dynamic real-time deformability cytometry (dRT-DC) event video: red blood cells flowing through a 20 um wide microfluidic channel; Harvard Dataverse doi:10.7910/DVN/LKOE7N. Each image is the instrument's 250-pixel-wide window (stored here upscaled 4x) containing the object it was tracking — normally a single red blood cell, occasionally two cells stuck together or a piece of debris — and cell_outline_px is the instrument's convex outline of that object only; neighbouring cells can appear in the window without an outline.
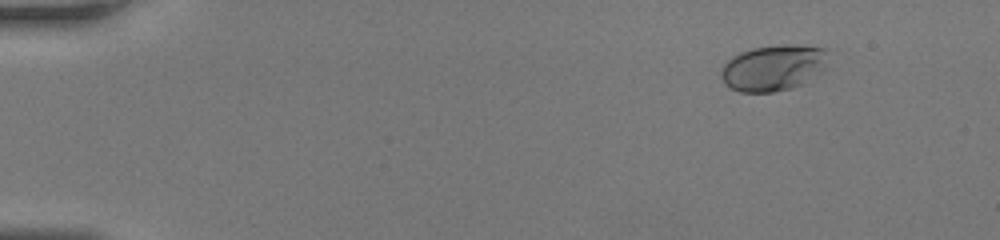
{"species": "human", "species_latin": "Homo sapiens", "temperature_condition": "room temperature", "stored_images_in_passage": 41, "camera_frame_rate_fps": 3000, "um_per_image_px": 0.085, "donor": {"sex": "female"}, "frame": {"image": 1, "passage_image": 1, "time_ms": 0.0, "image_size_px": [1000, 240], "cell_outline_px": [[832, 68], [808, 84], [792, 88], [772, 92], [740, 92], [724, 84], [720, 76], [720, 68], [732, 56], [740, 52], [752, 48], [784, 44], [796, 44], [828, 48]], "centroid_in_image_um": [65.89, 5.76], "position_along_channel_um": 19.1, "area_um2": 30.29}}
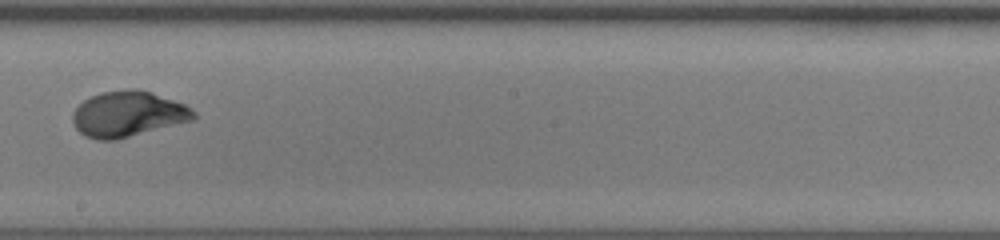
{"frame": {"image": 2, "passage_image": 23, "time_ms": 7.333, "image_size_px": [1000, 240], "cell_outline_px": [[196, 120], [116, 140], [96, 140], [84, 136], [72, 124], [72, 112], [84, 100], [100, 92], [124, 88], [136, 88], [152, 92], [184, 104], [192, 108], [196, 112]], "centroid_in_image_um": [10.89, 9.69], "position_along_channel_um": 237.3, "area_um2": 32.71}}
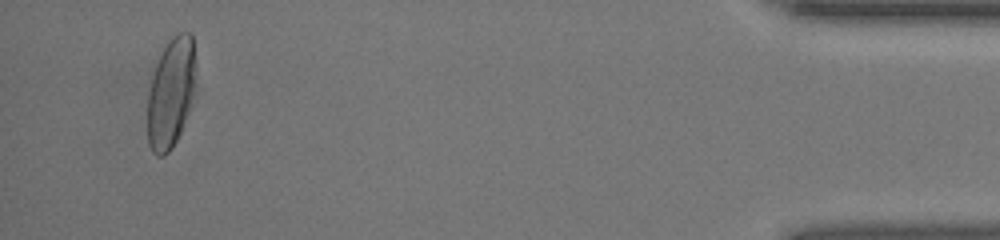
{"frame": {"image": 3, "passage_image": 39, "time_ms": 12.667, "image_size_px": [1000, 240], "cell_outline_px": [[196, 68], [192, 104], [180, 132], [172, 148], [164, 156], [156, 156], [152, 152], [148, 144], [148, 88], [156, 64], [168, 40], [176, 32], [192, 32]], "centroid_in_image_um": [14.54, 7.87], "position_along_channel_um": 420.7, "area_um2": 31.21}}